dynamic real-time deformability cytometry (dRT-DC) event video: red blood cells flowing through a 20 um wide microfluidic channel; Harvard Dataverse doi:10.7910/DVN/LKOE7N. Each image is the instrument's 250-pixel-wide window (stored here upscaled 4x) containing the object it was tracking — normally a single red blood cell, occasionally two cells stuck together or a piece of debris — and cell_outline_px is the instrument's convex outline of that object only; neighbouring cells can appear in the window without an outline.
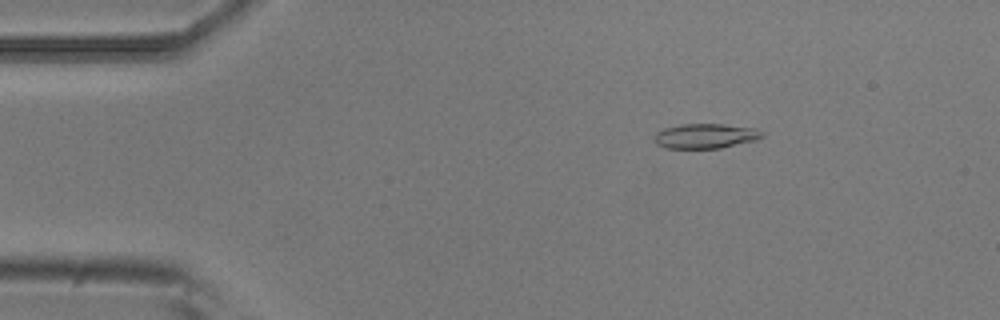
{"species": "common noctule bat (a hibernating species)", "species_latin": "Nyctalus noctula", "temperature_condition": "room temperature", "stored_images_in_passage": 4, "segment_of_instrument_passage": [1, 2], "camera_frame_rate_fps": 3000, "um_per_image_px": 0.085, "animal": {"sex": "male", "body_mass_g": 20.5, "forearm_length_mm": 52.5}, "frame": {"image": 1, "passage_image": 1, "time_ms": 0.0, "image_size_px": [1000, 320], "cell_outline_px": [[764, 136], [756, 140], [720, 148], [664, 148], [656, 144], [656, 132], [664, 128], [680, 124], [720, 124], [756, 128], [764, 132]], "centroid_in_image_um": [59.98, 11.56], "position_along_channel_um": 25.0, "area_um2": 15.55}}